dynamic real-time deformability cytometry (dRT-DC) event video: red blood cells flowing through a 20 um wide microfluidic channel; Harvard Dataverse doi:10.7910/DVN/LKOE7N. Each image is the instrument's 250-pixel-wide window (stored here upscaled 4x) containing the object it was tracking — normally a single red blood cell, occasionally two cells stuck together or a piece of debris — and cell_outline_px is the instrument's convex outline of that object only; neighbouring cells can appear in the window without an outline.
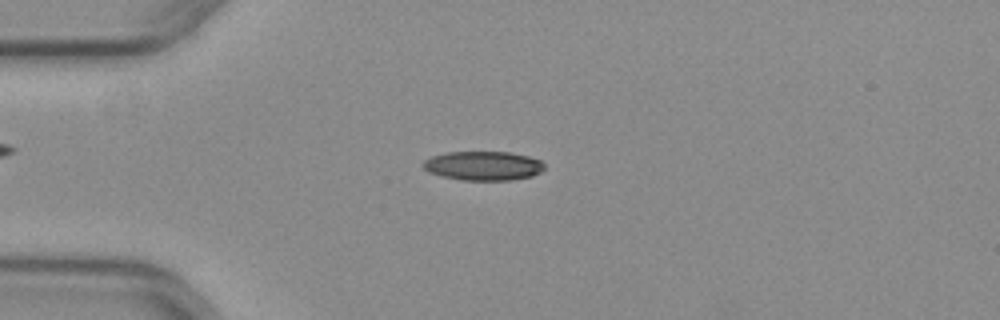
{"species": "common noctule bat (a hibernating species)", "species_latin": "Nyctalus noctula", "temperature_condition": "warm", "stored_images_in_passage": 46, "camera_frame_rate_fps": 3000, "um_per_image_px": 0.085, "animal": {"sex": "female", "body_mass_g": 29.2, "forearm_length_mm": 56.3}, "frame": {"image": 1, "passage_image": 7, "time_ms": 2.0, "image_size_px": [1000, 320], "cell_outline_px": [[544, 168], [540, 172], [532, 176], [512, 180], [460, 180], [428, 172], [420, 164], [424, 160], [432, 156], [448, 152], [512, 152], [528, 156], [540, 160], [544, 164]], "centroid_in_image_um": [41.07, 14.09], "position_along_channel_um": 43.9, "area_um2": 20.63}}
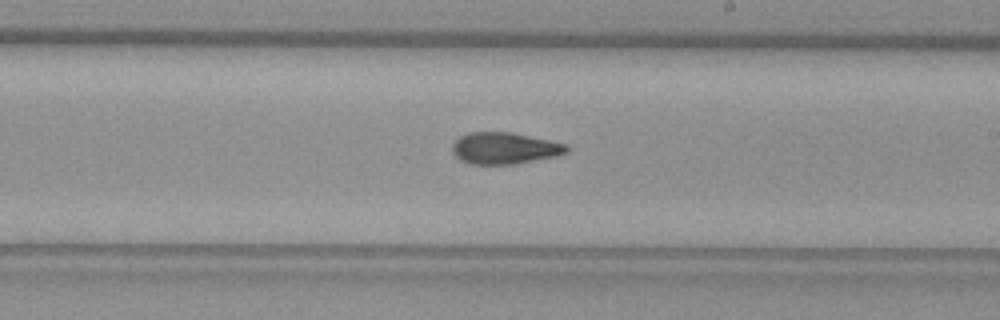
{"frame": {"image": 2, "passage_image": 24, "time_ms": 7.667, "image_size_px": [1000, 320], "cell_outline_px": [[572, 148], [568, 152], [556, 156], [512, 164], [468, 164], [460, 160], [452, 152], [452, 144], [460, 136], [468, 132], [512, 132], [568, 144]], "centroid_in_image_um": [42.9, 12.59], "position_along_channel_um": 246.1, "area_um2": 21.21}}
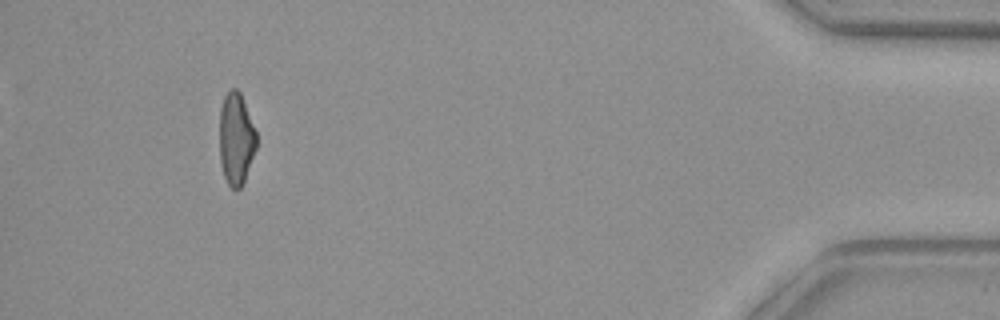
{"frame": {"image": 3, "passage_image": 42, "time_ms": 13.667, "image_size_px": [1000, 320], "cell_outline_px": [[256, 148], [244, 180], [240, 188], [236, 192], [228, 184], [224, 176], [220, 164], [220, 108], [224, 96], [232, 88], [236, 88], [240, 92], [256, 132]], "centroid_in_image_um": [20.05, 11.81], "position_along_channel_um": 415.1, "area_um2": 19.65}, "authors_computed_cell_mechanics": {"area_um2": 21.0392, "velocity_mm_per_s": 3.9767, "shape_relaxation_time_tau1_ms": 10.5997, "shape_relaxation_time_tau2_ms": 2.1171, "deformation_change_tau1": 0.2739, "deformation_change_tau2": 0.0875}}